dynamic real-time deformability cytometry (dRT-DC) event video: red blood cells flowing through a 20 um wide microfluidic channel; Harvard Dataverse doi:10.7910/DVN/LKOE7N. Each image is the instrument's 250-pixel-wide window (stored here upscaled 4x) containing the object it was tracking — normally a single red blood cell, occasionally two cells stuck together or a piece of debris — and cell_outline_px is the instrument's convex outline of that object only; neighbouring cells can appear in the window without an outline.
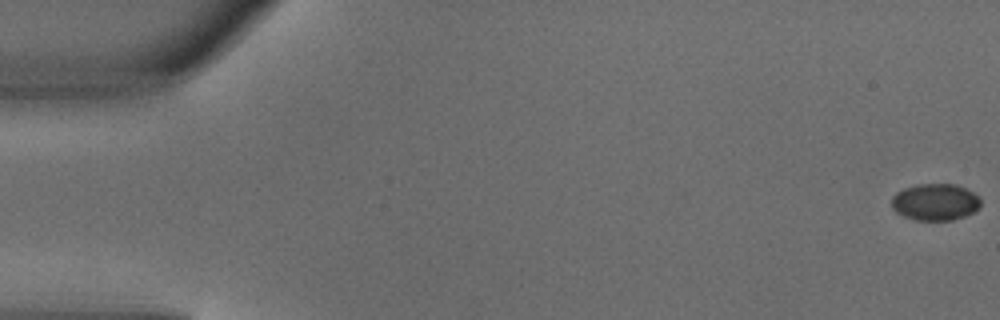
{"species": "common noctule bat (a hibernating species)", "species_latin": "Nyctalus noctula", "temperature_condition": "warm", "stored_images_in_passage": 3, "camera_frame_rate_fps": 3000, "um_per_image_px": 0.085, "animal": {"sex": "male", "body_mass_g": 18.8}, "frame": {"image": 1, "passage_image": 1, "time_ms": 0.0, "image_size_px": [1000, 320], "cell_outline_px": [[980, 208], [964, 216], [952, 220], [916, 220], [904, 216], [896, 212], [892, 208], [892, 196], [896, 192], [904, 188], [920, 184], [956, 184], [972, 192], [980, 200]], "centroid_in_image_um": [79.47, 17.17], "position_along_channel_um": 5.5, "area_um2": 18.96}}